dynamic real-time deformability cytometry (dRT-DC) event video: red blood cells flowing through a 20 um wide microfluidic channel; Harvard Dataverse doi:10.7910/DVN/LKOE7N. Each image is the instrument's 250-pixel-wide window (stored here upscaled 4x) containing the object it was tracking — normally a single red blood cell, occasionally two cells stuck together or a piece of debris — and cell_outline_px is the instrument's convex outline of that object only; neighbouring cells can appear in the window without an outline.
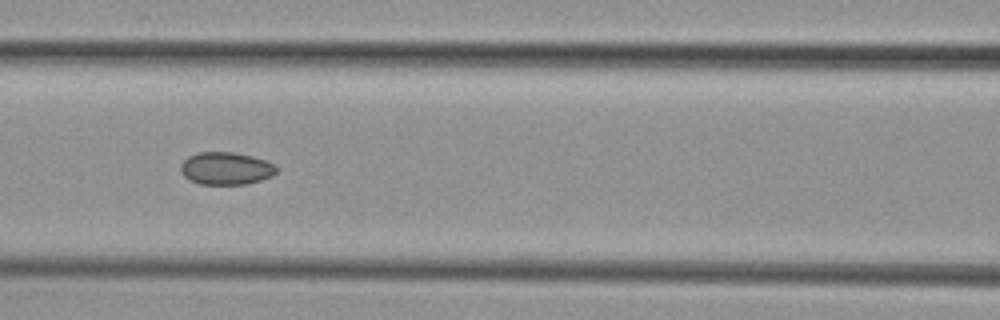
{"species": "common noctule bat (a hibernating species)", "species_latin": "Nyctalus noctula", "temperature_condition": "cold", "stored_images_in_passage": 9, "camera_frame_rate_fps": 3000, "um_per_image_px": 0.085, "animal": {"sex": "female", "body_mass_g": 29.2, "forearm_length_mm": 56.3}, "frame": {"image": 1, "passage_image": 6, "time_ms": 6.667, "image_size_px": [1000, 320], "cell_outline_px": [[280, 168], [272, 176], [248, 184], [200, 184], [184, 176], [180, 172], [180, 164], [188, 156], [200, 152], [232, 152], [252, 156], [276, 164]], "centroid_in_image_um": [19.23, 14.31], "position_along_channel_um": 147.4, "area_um2": 18.26}}
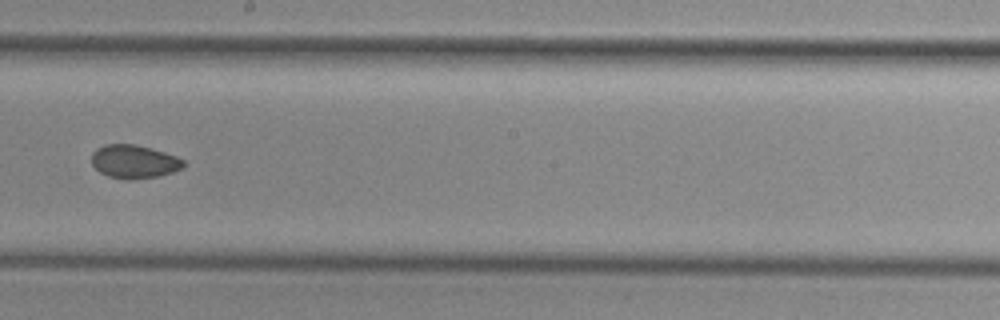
{"frame": {"image": 2, "passage_image": 8, "time_ms": 9.0, "image_size_px": [1000, 320], "cell_outline_px": [[184, 168], [160, 176], [128, 180], [108, 176], [100, 172], [92, 164], [92, 152], [96, 148], [104, 144], [136, 144], [152, 148], [176, 156], [184, 160]], "centroid_in_image_um": [11.4, 13.73], "position_along_channel_um": 236.8, "area_um2": 18.03}}
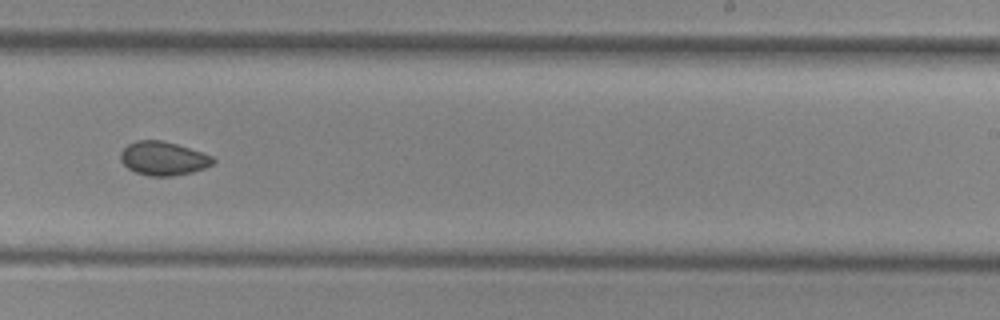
{"frame": {"image": 3, "passage_image": 9, "time_ms": 10.0, "image_size_px": [1000, 320], "cell_outline_px": [[216, 160], [212, 164], [204, 168], [192, 172], [172, 176], [148, 176], [136, 172], [128, 168], [120, 160], [120, 152], [128, 144], [136, 140], [160, 140], [176, 144], [212, 156]], "centroid_in_image_um": [13.85, 13.47], "position_along_channel_um": 275.1, "area_um2": 18.03}}